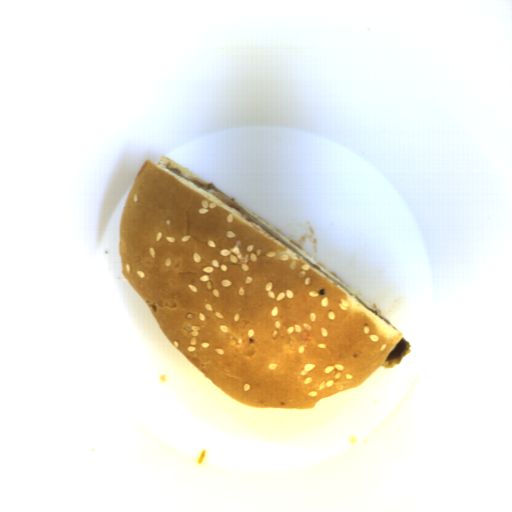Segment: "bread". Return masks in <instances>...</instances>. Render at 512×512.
Wrapping results in <instances>:
<instances>
[{"label": "bread", "mask_w": 512, "mask_h": 512, "mask_svg": "<svg viewBox=\"0 0 512 512\" xmlns=\"http://www.w3.org/2000/svg\"><path fill=\"white\" fill-rule=\"evenodd\" d=\"M166 166L206 182L165 155L145 159L119 218V254L171 344L252 408L311 409L363 384L403 332L304 247L243 207L353 296Z\"/></svg>", "instance_id": "8d2b1439"}]
</instances>
